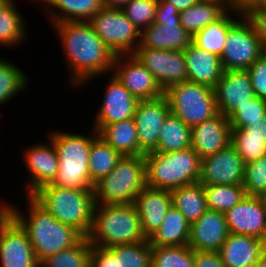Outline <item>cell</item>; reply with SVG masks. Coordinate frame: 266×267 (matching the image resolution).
<instances>
[{
    "instance_id": "4dcf8cb0",
    "label": "cell",
    "mask_w": 266,
    "mask_h": 267,
    "mask_svg": "<svg viewBox=\"0 0 266 267\" xmlns=\"http://www.w3.org/2000/svg\"><path fill=\"white\" fill-rule=\"evenodd\" d=\"M227 12L226 6L214 1L199 0L180 11V24L193 37L198 31L220 19Z\"/></svg>"
},
{
    "instance_id": "ba28073f",
    "label": "cell",
    "mask_w": 266,
    "mask_h": 267,
    "mask_svg": "<svg viewBox=\"0 0 266 267\" xmlns=\"http://www.w3.org/2000/svg\"><path fill=\"white\" fill-rule=\"evenodd\" d=\"M170 111L189 127L219 114L214 89L191 81L174 84L164 91Z\"/></svg>"
},
{
    "instance_id": "f6af8a7d",
    "label": "cell",
    "mask_w": 266,
    "mask_h": 267,
    "mask_svg": "<svg viewBox=\"0 0 266 267\" xmlns=\"http://www.w3.org/2000/svg\"><path fill=\"white\" fill-rule=\"evenodd\" d=\"M89 267H119L118 257L109 248L92 246Z\"/></svg>"
},
{
    "instance_id": "7402d4cb",
    "label": "cell",
    "mask_w": 266,
    "mask_h": 267,
    "mask_svg": "<svg viewBox=\"0 0 266 267\" xmlns=\"http://www.w3.org/2000/svg\"><path fill=\"white\" fill-rule=\"evenodd\" d=\"M134 204L141 220L143 234L149 239L161 226L164 216L172 206L170 190L145 187Z\"/></svg>"
},
{
    "instance_id": "11a10c76",
    "label": "cell",
    "mask_w": 266,
    "mask_h": 267,
    "mask_svg": "<svg viewBox=\"0 0 266 267\" xmlns=\"http://www.w3.org/2000/svg\"><path fill=\"white\" fill-rule=\"evenodd\" d=\"M254 267H266V260L261 257L258 261L254 263Z\"/></svg>"
},
{
    "instance_id": "f35d334b",
    "label": "cell",
    "mask_w": 266,
    "mask_h": 267,
    "mask_svg": "<svg viewBox=\"0 0 266 267\" xmlns=\"http://www.w3.org/2000/svg\"><path fill=\"white\" fill-rule=\"evenodd\" d=\"M194 252L188 245L152 246L151 267H194Z\"/></svg>"
},
{
    "instance_id": "30bf717a",
    "label": "cell",
    "mask_w": 266,
    "mask_h": 267,
    "mask_svg": "<svg viewBox=\"0 0 266 267\" xmlns=\"http://www.w3.org/2000/svg\"><path fill=\"white\" fill-rule=\"evenodd\" d=\"M88 22L115 56L133 54L140 44L141 32L122 9L102 8Z\"/></svg>"
},
{
    "instance_id": "d6a6232c",
    "label": "cell",
    "mask_w": 266,
    "mask_h": 267,
    "mask_svg": "<svg viewBox=\"0 0 266 267\" xmlns=\"http://www.w3.org/2000/svg\"><path fill=\"white\" fill-rule=\"evenodd\" d=\"M170 192L172 205L180 210L190 225L206 212L204 185L200 182L175 188Z\"/></svg>"
},
{
    "instance_id": "d4e9b609",
    "label": "cell",
    "mask_w": 266,
    "mask_h": 267,
    "mask_svg": "<svg viewBox=\"0 0 266 267\" xmlns=\"http://www.w3.org/2000/svg\"><path fill=\"white\" fill-rule=\"evenodd\" d=\"M46 11L50 23L65 21L88 22L103 8L101 0H36ZM43 5H42V4ZM45 8V9H44ZM50 15V16H49Z\"/></svg>"
},
{
    "instance_id": "e0dca14e",
    "label": "cell",
    "mask_w": 266,
    "mask_h": 267,
    "mask_svg": "<svg viewBox=\"0 0 266 267\" xmlns=\"http://www.w3.org/2000/svg\"><path fill=\"white\" fill-rule=\"evenodd\" d=\"M106 84L105 94L99 111L95 116L92 129L98 132L102 127L132 119L139 100L133 96L111 73Z\"/></svg>"
},
{
    "instance_id": "c3c4849f",
    "label": "cell",
    "mask_w": 266,
    "mask_h": 267,
    "mask_svg": "<svg viewBox=\"0 0 266 267\" xmlns=\"http://www.w3.org/2000/svg\"><path fill=\"white\" fill-rule=\"evenodd\" d=\"M194 267H226L219 252H194Z\"/></svg>"
},
{
    "instance_id": "e575fe53",
    "label": "cell",
    "mask_w": 266,
    "mask_h": 267,
    "mask_svg": "<svg viewBox=\"0 0 266 267\" xmlns=\"http://www.w3.org/2000/svg\"><path fill=\"white\" fill-rule=\"evenodd\" d=\"M122 155L114 150L101 137L97 136L91 144L89 154V174L93 184L107 176L115 167Z\"/></svg>"
},
{
    "instance_id": "5bb4252c",
    "label": "cell",
    "mask_w": 266,
    "mask_h": 267,
    "mask_svg": "<svg viewBox=\"0 0 266 267\" xmlns=\"http://www.w3.org/2000/svg\"><path fill=\"white\" fill-rule=\"evenodd\" d=\"M49 141V142H47ZM38 142L26 147L23 152V160L27 167L26 196L32 195L39 188L51 184L58 172L59 157L53 142ZM29 178V179H28Z\"/></svg>"
},
{
    "instance_id": "b9f144b4",
    "label": "cell",
    "mask_w": 266,
    "mask_h": 267,
    "mask_svg": "<svg viewBox=\"0 0 266 267\" xmlns=\"http://www.w3.org/2000/svg\"><path fill=\"white\" fill-rule=\"evenodd\" d=\"M158 0H130L123 8L126 17L142 32L154 23Z\"/></svg>"
},
{
    "instance_id": "83f0119b",
    "label": "cell",
    "mask_w": 266,
    "mask_h": 267,
    "mask_svg": "<svg viewBox=\"0 0 266 267\" xmlns=\"http://www.w3.org/2000/svg\"><path fill=\"white\" fill-rule=\"evenodd\" d=\"M190 223L173 205L164 216L161 226L148 239L151 246L188 245Z\"/></svg>"
},
{
    "instance_id": "6f0895ef",
    "label": "cell",
    "mask_w": 266,
    "mask_h": 267,
    "mask_svg": "<svg viewBox=\"0 0 266 267\" xmlns=\"http://www.w3.org/2000/svg\"><path fill=\"white\" fill-rule=\"evenodd\" d=\"M259 6H266V0H259Z\"/></svg>"
},
{
    "instance_id": "ab89813d",
    "label": "cell",
    "mask_w": 266,
    "mask_h": 267,
    "mask_svg": "<svg viewBox=\"0 0 266 267\" xmlns=\"http://www.w3.org/2000/svg\"><path fill=\"white\" fill-rule=\"evenodd\" d=\"M109 249L118 257L119 267H151L152 246L149 240L115 245Z\"/></svg>"
},
{
    "instance_id": "bcb514c9",
    "label": "cell",
    "mask_w": 266,
    "mask_h": 267,
    "mask_svg": "<svg viewBox=\"0 0 266 267\" xmlns=\"http://www.w3.org/2000/svg\"><path fill=\"white\" fill-rule=\"evenodd\" d=\"M245 17L252 24L257 36L266 48V6H256L250 9Z\"/></svg>"
},
{
    "instance_id": "9c48e42d",
    "label": "cell",
    "mask_w": 266,
    "mask_h": 267,
    "mask_svg": "<svg viewBox=\"0 0 266 267\" xmlns=\"http://www.w3.org/2000/svg\"><path fill=\"white\" fill-rule=\"evenodd\" d=\"M266 48L252 24L241 15L230 27L220 57L223 71L248 70L265 53Z\"/></svg>"
},
{
    "instance_id": "f546056e",
    "label": "cell",
    "mask_w": 266,
    "mask_h": 267,
    "mask_svg": "<svg viewBox=\"0 0 266 267\" xmlns=\"http://www.w3.org/2000/svg\"><path fill=\"white\" fill-rule=\"evenodd\" d=\"M241 16L236 12L227 11L220 19L210 23L193 37L192 42L200 49L221 57L225 48L229 27Z\"/></svg>"
},
{
    "instance_id": "f907efd6",
    "label": "cell",
    "mask_w": 266,
    "mask_h": 267,
    "mask_svg": "<svg viewBox=\"0 0 266 267\" xmlns=\"http://www.w3.org/2000/svg\"><path fill=\"white\" fill-rule=\"evenodd\" d=\"M103 8L122 9L130 0H101Z\"/></svg>"
},
{
    "instance_id": "7a4b0ae2",
    "label": "cell",
    "mask_w": 266,
    "mask_h": 267,
    "mask_svg": "<svg viewBox=\"0 0 266 267\" xmlns=\"http://www.w3.org/2000/svg\"><path fill=\"white\" fill-rule=\"evenodd\" d=\"M25 197L28 209L23 212L17 205L9 203V214L27 232L39 263L75 245L83 237L74 227L58 221L31 195Z\"/></svg>"
},
{
    "instance_id": "60d3db41",
    "label": "cell",
    "mask_w": 266,
    "mask_h": 267,
    "mask_svg": "<svg viewBox=\"0 0 266 267\" xmlns=\"http://www.w3.org/2000/svg\"><path fill=\"white\" fill-rule=\"evenodd\" d=\"M266 116V100L256 95L249 99L238 108H236L229 116L231 128H245L252 123L262 121Z\"/></svg>"
},
{
    "instance_id": "4fadbf2b",
    "label": "cell",
    "mask_w": 266,
    "mask_h": 267,
    "mask_svg": "<svg viewBox=\"0 0 266 267\" xmlns=\"http://www.w3.org/2000/svg\"><path fill=\"white\" fill-rule=\"evenodd\" d=\"M112 73L138 100H153L164 95L155 77L133 54L115 56Z\"/></svg>"
},
{
    "instance_id": "91938a15",
    "label": "cell",
    "mask_w": 266,
    "mask_h": 267,
    "mask_svg": "<svg viewBox=\"0 0 266 267\" xmlns=\"http://www.w3.org/2000/svg\"><path fill=\"white\" fill-rule=\"evenodd\" d=\"M240 267H254V264H247V265H242Z\"/></svg>"
},
{
    "instance_id": "6da1fadb",
    "label": "cell",
    "mask_w": 266,
    "mask_h": 267,
    "mask_svg": "<svg viewBox=\"0 0 266 267\" xmlns=\"http://www.w3.org/2000/svg\"><path fill=\"white\" fill-rule=\"evenodd\" d=\"M51 26L62 44L63 60H66L69 73L68 83L72 84V88L80 90L93 79L112 73L115 54L89 22L65 21Z\"/></svg>"
},
{
    "instance_id": "603a6c76",
    "label": "cell",
    "mask_w": 266,
    "mask_h": 267,
    "mask_svg": "<svg viewBox=\"0 0 266 267\" xmlns=\"http://www.w3.org/2000/svg\"><path fill=\"white\" fill-rule=\"evenodd\" d=\"M187 80L214 88L221 79V59L191 42L184 50Z\"/></svg>"
},
{
    "instance_id": "d590c367",
    "label": "cell",
    "mask_w": 266,
    "mask_h": 267,
    "mask_svg": "<svg viewBox=\"0 0 266 267\" xmlns=\"http://www.w3.org/2000/svg\"><path fill=\"white\" fill-rule=\"evenodd\" d=\"M29 81L23 69L0 57V106L3 107L19 93L26 91Z\"/></svg>"
},
{
    "instance_id": "ac0fdd59",
    "label": "cell",
    "mask_w": 266,
    "mask_h": 267,
    "mask_svg": "<svg viewBox=\"0 0 266 267\" xmlns=\"http://www.w3.org/2000/svg\"><path fill=\"white\" fill-rule=\"evenodd\" d=\"M229 233L261 239L266 233V201L262 196H245L224 213Z\"/></svg>"
},
{
    "instance_id": "db71d44e",
    "label": "cell",
    "mask_w": 266,
    "mask_h": 267,
    "mask_svg": "<svg viewBox=\"0 0 266 267\" xmlns=\"http://www.w3.org/2000/svg\"><path fill=\"white\" fill-rule=\"evenodd\" d=\"M261 241V257L266 260V233L260 239Z\"/></svg>"
},
{
    "instance_id": "f5cc1de1",
    "label": "cell",
    "mask_w": 266,
    "mask_h": 267,
    "mask_svg": "<svg viewBox=\"0 0 266 267\" xmlns=\"http://www.w3.org/2000/svg\"><path fill=\"white\" fill-rule=\"evenodd\" d=\"M9 203L8 201H2L0 203V223L7 217L9 214Z\"/></svg>"
},
{
    "instance_id": "9a60e30c",
    "label": "cell",
    "mask_w": 266,
    "mask_h": 267,
    "mask_svg": "<svg viewBox=\"0 0 266 267\" xmlns=\"http://www.w3.org/2000/svg\"><path fill=\"white\" fill-rule=\"evenodd\" d=\"M245 162L229 144L201 161L199 182L203 185H243Z\"/></svg>"
},
{
    "instance_id": "816d5d0a",
    "label": "cell",
    "mask_w": 266,
    "mask_h": 267,
    "mask_svg": "<svg viewBox=\"0 0 266 267\" xmlns=\"http://www.w3.org/2000/svg\"><path fill=\"white\" fill-rule=\"evenodd\" d=\"M165 1L173 4L180 12L182 10L187 9L188 7H191L199 0H165Z\"/></svg>"
},
{
    "instance_id": "d6986e66",
    "label": "cell",
    "mask_w": 266,
    "mask_h": 267,
    "mask_svg": "<svg viewBox=\"0 0 266 267\" xmlns=\"http://www.w3.org/2000/svg\"><path fill=\"white\" fill-rule=\"evenodd\" d=\"M213 89L219 113L227 117L255 96L248 70L223 71Z\"/></svg>"
},
{
    "instance_id": "9f6ffc18",
    "label": "cell",
    "mask_w": 266,
    "mask_h": 267,
    "mask_svg": "<svg viewBox=\"0 0 266 267\" xmlns=\"http://www.w3.org/2000/svg\"><path fill=\"white\" fill-rule=\"evenodd\" d=\"M206 1H214V2H218V3H222L226 6V0H206Z\"/></svg>"
},
{
    "instance_id": "7c38bea8",
    "label": "cell",
    "mask_w": 266,
    "mask_h": 267,
    "mask_svg": "<svg viewBox=\"0 0 266 267\" xmlns=\"http://www.w3.org/2000/svg\"><path fill=\"white\" fill-rule=\"evenodd\" d=\"M0 267H39L27 232L10 214L0 223Z\"/></svg>"
},
{
    "instance_id": "8992f818",
    "label": "cell",
    "mask_w": 266,
    "mask_h": 267,
    "mask_svg": "<svg viewBox=\"0 0 266 267\" xmlns=\"http://www.w3.org/2000/svg\"><path fill=\"white\" fill-rule=\"evenodd\" d=\"M146 186L172 190L199 182L201 157L193 148L144 155Z\"/></svg>"
},
{
    "instance_id": "8fae6325",
    "label": "cell",
    "mask_w": 266,
    "mask_h": 267,
    "mask_svg": "<svg viewBox=\"0 0 266 267\" xmlns=\"http://www.w3.org/2000/svg\"><path fill=\"white\" fill-rule=\"evenodd\" d=\"M133 55L155 77L163 91L187 81L183 50L150 49L139 44Z\"/></svg>"
},
{
    "instance_id": "277c9868",
    "label": "cell",
    "mask_w": 266,
    "mask_h": 267,
    "mask_svg": "<svg viewBox=\"0 0 266 267\" xmlns=\"http://www.w3.org/2000/svg\"><path fill=\"white\" fill-rule=\"evenodd\" d=\"M92 246L109 248L148 240L134 203L96 205L93 225L87 236Z\"/></svg>"
},
{
    "instance_id": "7dc6e473",
    "label": "cell",
    "mask_w": 266,
    "mask_h": 267,
    "mask_svg": "<svg viewBox=\"0 0 266 267\" xmlns=\"http://www.w3.org/2000/svg\"><path fill=\"white\" fill-rule=\"evenodd\" d=\"M179 10L165 0H158L154 23L164 25L165 22H180Z\"/></svg>"
},
{
    "instance_id": "ffe728a7",
    "label": "cell",
    "mask_w": 266,
    "mask_h": 267,
    "mask_svg": "<svg viewBox=\"0 0 266 267\" xmlns=\"http://www.w3.org/2000/svg\"><path fill=\"white\" fill-rule=\"evenodd\" d=\"M228 235L224 213L207 209L190 225L188 246L194 251L219 252Z\"/></svg>"
},
{
    "instance_id": "44dd1931",
    "label": "cell",
    "mask_w": 266,
    "mask_h": 267,
    "mask_svg": "<svg viewBox=\"0 0 266 267\" xmlns=\"http://www.w3.org/2000/svg\"><path fill=\"white\" fill-rule=\"evenodd\" d=\"M231 131L228 117L219 113L191 127V148L204 159L231 144Z\"/></svg>"
},
{
    "instance_id": "484cf974",
    "label": "cell",
    "mask_w": 266,
    "mask_h": 267,
    "mask_svg": "<svg viewBox=\"0 0 266 267\" xmlns=\"http://www.w3.org/2000/svg\"><path fill=\"white\" fill-rule=\"evenodd\" d=\"M231 129V144L245 164L266 156V116L249 127Z\"/></svg>"
},
{
    "instance_id": "cb8c5ba5",
    "label": "cell",
    "mask_w": 266,
    "mask_h": 267,
    "mask_svg": "<svg viewBox=\"0 0 266 267\" xmlns=\"http://www.w3.org/2000/svg\"><path fill=\"white\" fill-rule=\"evenodd\" d=\"M192 36L180 22L152 23L140 33V45L150 49L184 50Z\"/></svg>"
},
{
    "instance_id": "ee69618b",
    "label": "cell",
    "mask_w": 266,
    "mask_h": 267,
    "mask_svg": "<svg viewBox=\"0 0 266 267\" xmlns=\"http://www.w3.org/2000/svg\"><path fill=\"white\" fill-rule=\"evenodd\" d=\"M254 94L266 100V53L258 58L249 68Z\"/></svg>"
},
{
    "instance_id": "680465c9",
    "label": "cell",
    "mask_w": 266,
    "mask_h": 267,
    "mask_svg": "<svg viewBox=\"0 0 266 267\" xmlns=\"http://www.w3.org/2000/svg\"><path fill=\"white\" fill-rule=\"evenodd\" d=\"M8 0H0V8L7 2Z\"/></svg>"
},
{
    "instance_id": "8d00e7d4",
    "label": "cell",
    "mask_w": 266,
    "mask_h": 267,
    "mask_svg": "<svg viewBox=\"0 0 266 267\" xmlns=\"http://www.w3.org/2000/svg\"><path fill=\"white\" fill-rule=\"evenodd\" d=\"M92 245L83 236L75 245L50 255L39 263V267H89Z\"/></svg>"
},
{
    "instance_id": "7bdbcfd3",
    "label": "cell",
    "mask_w": 266,
    "mask_h": 267,
    "mask_svg": "<svg viewBox=\"0 0 266 267\" xmlns=\"http://www.w3.org/2000/svg\"><path fill=\"white\" fill-rule=\"evenodd\" d=\"M243 187L247 196H266V156L245 164Z\"/></svg>"
},
{
    "instance_id": "2e32d148",
    "label": "cell",
    "mask_w": 266,
    "mask_h": 267,
    "mask_svg": "<svg viewBox=\"0 0 266 267\" xmlns=\"http://www.w3.org/2000/svg\"><path fill=\"white\" fill-rule=\"evenodd\" d=\"M170 112L169 103L164 95L153 100H139L137 103L133 120L137 129L139 148L144 154L156 150L159 133Z\"/></svg>"
},
{
    "instance_id": "836d02e7",
    "label": "cell",
    "mask_w": 266,
    "mask_h": 267,
    "mask_svg": "<svg viewBox=\"0 0 266 267\" xmlns=\"http://www.w3.org/2000/svg\"><path fill=\"white\" fill-rule=\"evenodd\" d=\"M191 127L171 112L165 118L154 152H172L191 147Z\"/></svg>"
},
{
    "instance_id": "f1b7e54d",
    "label": "cell",
    "mask_w": 266,
    "mask_h": 267,
    "mask_svg": "<svg viewBox=\"0 0 266 267\" xmlns=\"http://www.w3.org/2000/svg\"><path fill=\"white\" fill-rule=\"evenodd\" d=\"M98 136L122 156H144L138 143L137 129L132 119L108 124L98 131Z\"/></svg>"
},
{
    "instance_id": "4316f807",
    "label": "cell",
    "mask_w": 266,
    "mask_h": 267,
    "mask_svg": "<svg viewBox=\"0 0 266 267\" xmlns=\"http://www.w3.org/2000/svg\"><path fill=\"white\" fill-rule=\"evenodd\" d=\"M219 254L226 267L254 264L261 258V241L254 236L229 233Z\"/></svg>"
},
{
    "instance_id": "681fc988",
    "label": "cell",
    "mask_w": 266,
    "mask_h": 267,
    "mask_svg": "<svg viewBox=\"0 0 266 267\" xmlns=\"http://www.w3.org/2000/svg\"><path fill=\"white\" fill-rule=\"evenodd\" d=\"M259 6V0H226L227 11L245 15L250 9Z\"/></svg>"
},
{
    "instance_id": "52a82bcc",
    "label": "cell",
    "mask_w": 266,
    "mask_h": 267,
    "mask_svg": "<svg viewBox=\"0 0 266 267\" xmlns=\"http://www.w3.org/2000/svg\"><path fill=\"white\" fill-rule=\"evenodd\" d=\"M146 187L144 156H122L116 167L94 184L96 205L131 204Z\"/></svg>"
},
{
    "instance_id": "74e56055",
    "label": "cell",
    "mask_w": 266,
    "mask_h": 267,
    "mask_svg": "<svg viewBox=\"0 0 266 267\" xmlns=\"http://www.w3.org/2000/svg\"><path fill=\"white\" fill-rule=\"evenodd\" d=\"M207 209L227 212L245 196L243 185H204Z\"/></svg>"
},
{
    "instance_id": "1f68e13d",
    "label": "cell",
    "mask_w": 266,
    "mask_h": 267,
    "mask_svg": "<svg viewBox=\"0 0 266 267\" xmlns=\"http://www.w3.org/2000/svg\"><path fill=\"white\" fill-rule=\"evenodd\" d=\"M15 1H7L0 8V46L18 47L27 40V25ZM26 37V38H25Z\"/></svg>"
},
{
    "instance_id": "3957f363",
    "label": "cell",
    "mask_w": 266,
    "mask_h": 267,
    "mask_svg": "<svg viewBox=\"0 0 266 267\" xmlns=\"http://www.w3.org/2000/svg\"><path fill=\"white\" fill-rule=\"evenodd\" d=\"M54 130V131H53ZM50 139L59 157L58 172L51 183L57 187L71 189H93L89 174V154L92 141L98 132L91 130L87 136L81 133L53 129Z\"/></svg>"
},
{
    "instance_id": "5b68a950",
    "label": "cell",
    "mask_w": 266,
    "mask_h": 267,
    "mask_svg": "<svg viewBox=\"0 0 266 267\" xmlns=\"http://www.w3.org/2000/svg\"><path fill=\"white\" fill-rule=\"evenodd\" d=\"M31 196L58 221L74 227L85 237L89 235L95 206L93 189H71L48 184Z\"/></svg>"
}]
</instances>
